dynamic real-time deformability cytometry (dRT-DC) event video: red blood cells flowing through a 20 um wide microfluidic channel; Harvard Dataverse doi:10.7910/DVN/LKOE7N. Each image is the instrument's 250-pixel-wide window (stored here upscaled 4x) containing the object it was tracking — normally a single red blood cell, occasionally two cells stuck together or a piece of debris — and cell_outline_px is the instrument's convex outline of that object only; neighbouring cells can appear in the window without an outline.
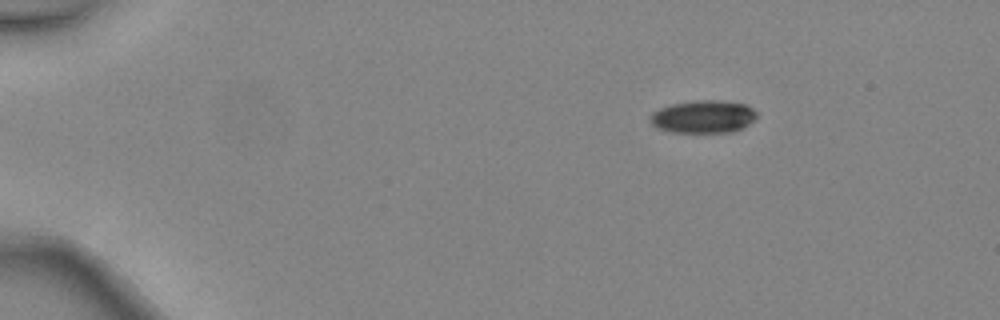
{"species": "common noctule bat (a hibernating species)", "species_latin": "Nyctalus noctula", "temperature_condition": "warm", "stored_images_in_passage": 3, "camera_frame_rate_fps": 3000, "um_per_image_px": 0.085, "animal": {"sex": "female", "body_mass_g": 24.6, "forearm_length_mm": 56.2}, "frame": {"image": 1, "passage_image": 1, "time_ms": 0.0, "image_size_px": [1000, 320], "cell_outline_px": [[756, 116], [744, 128], [732, 132], [672, 132], [656, 128], [648, 120], [648, 116], [652, 112], [660, 108], [672, 104], [696, 100], [716, 100], [748, 104], [756, 112]], "centroid_in_image_um": [59.75, 9.92], "position_along_channel_um": 25.3, "area_um2": 20.46}}
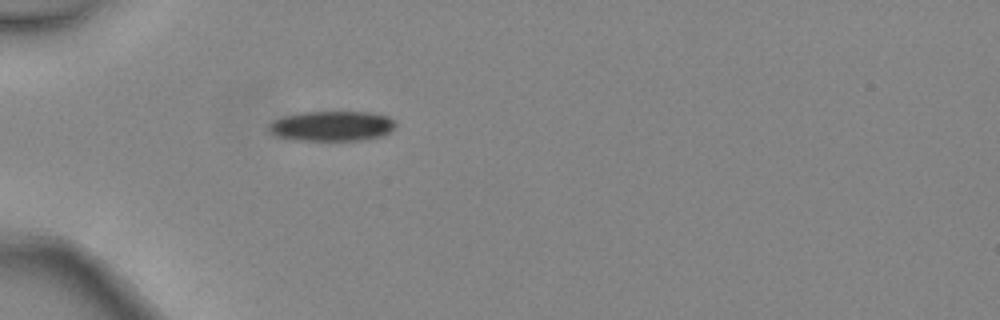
{"frame": {"image": 2, "passage_image": 3, "time_ms": 0.667, "image_size_px": [1000, 320], "cell_outline_px": [[396, 124], [384, 136], [360, 140], [296, 140], [276, 136], [268, 132], [268, 124], [272, 120], [284, 116], [300, 112], [372, 112], [388, 116]], "centroid_in_image_um": [28.16, 10.71], "position_along_channel_um": 56.8, "area_um2": 22.31}}